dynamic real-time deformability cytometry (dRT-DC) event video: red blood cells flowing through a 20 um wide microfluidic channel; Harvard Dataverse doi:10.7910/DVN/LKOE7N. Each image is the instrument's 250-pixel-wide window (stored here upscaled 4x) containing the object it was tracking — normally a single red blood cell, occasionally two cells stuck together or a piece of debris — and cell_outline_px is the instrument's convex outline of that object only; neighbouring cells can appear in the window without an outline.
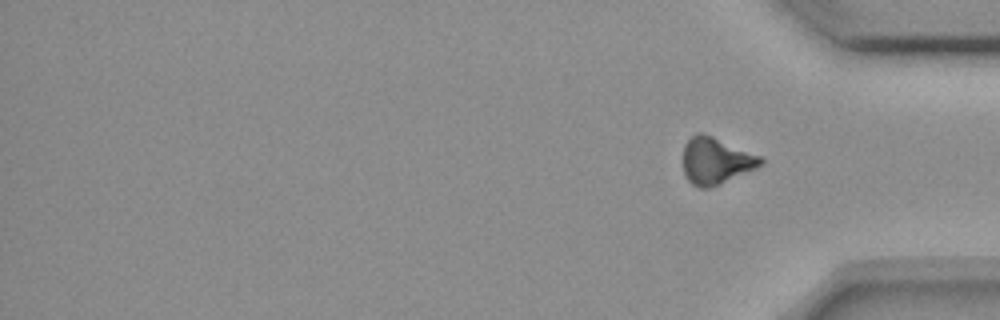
{"species": "common noctule bat (a hibernating species)", "species_latin": "Nyctalus noctula", "temperature_condition": "room temperature", "stored_images_in_passage": 13, "camera_frame_rate_fps": 3000, "um_per_image_px": 0.085, "animal": {"sex": "female", "body_mass_g": 18.4}, "frame": {"image": 1, "passage_image": 13, "time_ms": 14.667, "image_size_px": [1000, 320], "cell_outline_px": [[764, 160], [756, 168], [708, 188], [700, 188], [692, 184], [688, 180], [684, 172], [680, 160], [684, 144], [696, 132], [700, 132], [712, 136], [760, 156]], "centroid_in_image_um": [60.76, 13.65], "position_along_channel_um": 374.4, "area_um2": 20.98}}